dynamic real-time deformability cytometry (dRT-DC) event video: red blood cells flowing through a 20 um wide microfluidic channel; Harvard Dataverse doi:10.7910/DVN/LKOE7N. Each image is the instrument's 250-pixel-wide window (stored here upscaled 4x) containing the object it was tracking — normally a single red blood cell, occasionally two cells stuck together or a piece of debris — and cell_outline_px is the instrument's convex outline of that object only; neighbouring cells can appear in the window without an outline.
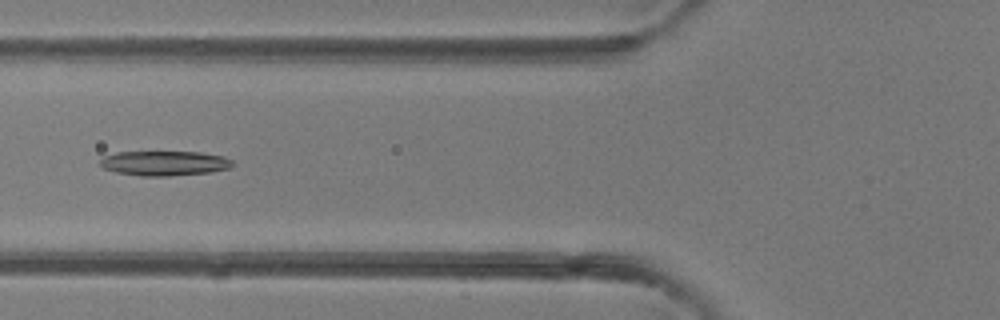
{"species": "common noctule bat (a hibernating species)", "species_latin": "Nyctalus noctula", "temperature_condition": "room temperature", "stored_images_in_passage": 5, "camera_frame_rate_fps": 3000, "um_per_image_px": 0.085, "animal": {"sex": "female"}, "frame": {"image": 1, "passage_image": 4, "time_ms": 3.333, "image_size_px": [1000, 320], "cell_outline_px": [[232, 164], [228, 168], [212, 172], [168, 176], [140, 176], [116, 172], [104, 168], [100, 164], [100, 160], [104, 156], [116, 152], [200, 152], [224, 156], [232, 160]], "centroid_in_image_um": [13.97, 13.87], "position_along_channel_um": 111.8, "area_um2": 19.07}}
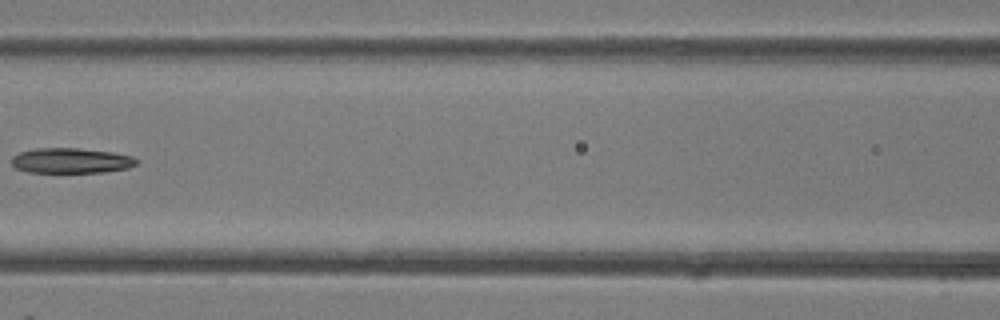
{"frame": {"image": 2, "passage_image": 5, "time_ms": 4.333, "image_size_px": [1000, 320], "cell_outline_px": [[136, 164], [128, 168], [104, 172], [28, 172], [16, 168], [12, 164], [12, 156], [20, 152], [36, 148], [80, 148], [112, 152], [132, 156], [136, 160]], "centroid_in_image_um": [6.02, 13.65], "position_along_channel_um": 160.6, "area_um2": 18.26}}